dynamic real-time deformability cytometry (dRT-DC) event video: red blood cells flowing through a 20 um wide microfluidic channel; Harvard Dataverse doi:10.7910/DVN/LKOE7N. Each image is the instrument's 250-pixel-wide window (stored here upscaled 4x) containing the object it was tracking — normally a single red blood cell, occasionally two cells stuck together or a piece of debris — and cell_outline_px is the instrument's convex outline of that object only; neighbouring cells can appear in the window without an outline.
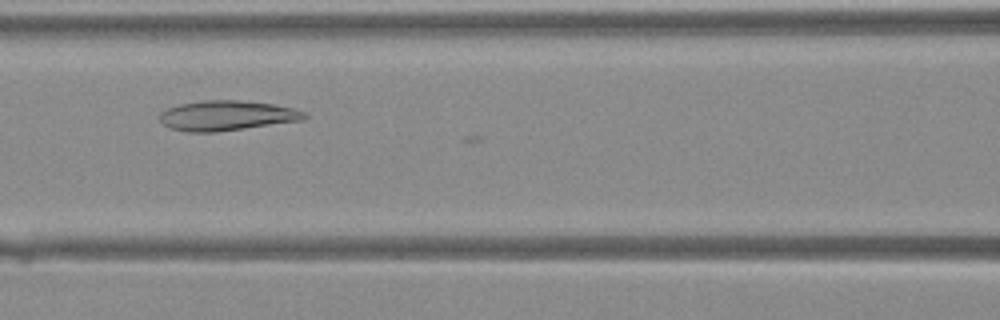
{"species": "Egyptian fruit bat (a non-hibernating species)", "species_latin": "Rousettus aegyptiacus", "temperature_condition": "warm", "stored_images_in_passage": 7, "camera_frame_rate_fps": 3000, "um_per_image_px": 0.085, "animal": {"sex": "female"}, "frame": {"image": 1, "passage_image": 6, "time_ms": 1.667, "image_size_px": [1000, 320], "cell_outline_px": [[308, 116], [304, 120], [216, 132], [188, 132], [172, 128], [164, 124], [160, 120], [160, 112], [168, 108], [180, 104], [200, 100], [236, 100], [276, 104], [292, 108], [304, 112]], "centroid_in_image_um": [19.29, 9.82], "position_along_channel_um": 147.3, "area_um2": 25.2}}